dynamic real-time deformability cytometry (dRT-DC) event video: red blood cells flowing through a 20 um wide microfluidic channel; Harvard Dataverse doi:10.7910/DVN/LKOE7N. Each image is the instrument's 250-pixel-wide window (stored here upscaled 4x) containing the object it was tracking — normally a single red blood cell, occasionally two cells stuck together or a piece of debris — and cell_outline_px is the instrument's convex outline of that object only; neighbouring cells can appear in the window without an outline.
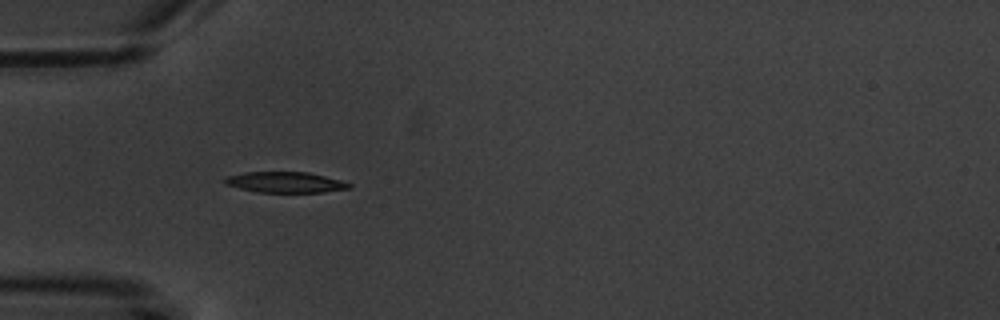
{"species": "common noctule bat (a hibernating species)", "species_latin": "Nyctalus noctula", "temperature_condition": "warm", "stored_images_in_passage": 6, "camera_frame_rate_fps": 3000, "um_per_image_px": 0.085, "animal": {"sex": "male", "body_mass_g": 20.1, "forearm_length_mm": 53.5}, "frame": {"image": 1, "passage_image": 5, "time_ms": 4.667, "image_size_px": [1000, 320], "cell_outline_px": [[352, 188], [324, 192], [260, 192], [240, 188], [224, 184], [224, 176], [244, 172], [308, 172], [340, 180], [352, 184]], "centroid_in_image_um": [24.24, 15.49], "position_along_channel_um": 60.8, "area_um2": 15.03}}